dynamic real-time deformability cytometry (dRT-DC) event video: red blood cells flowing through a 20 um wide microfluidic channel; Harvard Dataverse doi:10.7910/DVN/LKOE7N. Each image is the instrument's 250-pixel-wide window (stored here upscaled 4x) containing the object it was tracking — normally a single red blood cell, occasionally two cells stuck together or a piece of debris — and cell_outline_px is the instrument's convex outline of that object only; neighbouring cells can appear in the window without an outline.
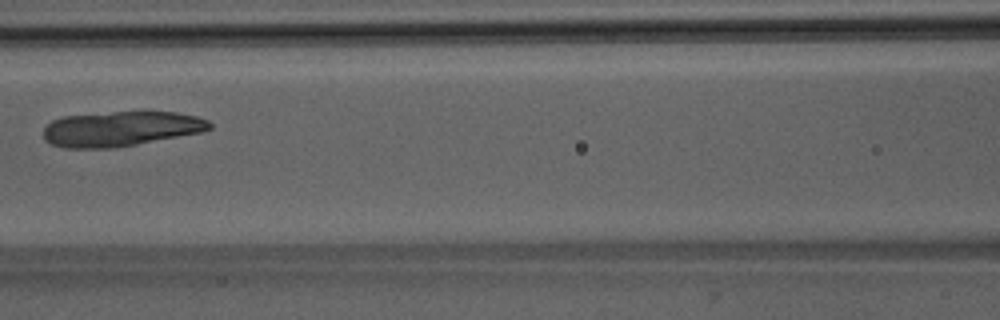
{"species": "Egyptian fruit bat (a non-hibernating species)", "species_latin": "Rousettus aegyptiacus", "temperature_condition": "room temperature", "stored_images_in_passage": 5, "camera_frame_rate_fps": 3000, "um_per_image_px": 0.085, "animal": {"sex": "male"}, "frame": {"image": 1, "passage_image": 5, "time_ms": 5.333, "image_size_px": [1000, 320], "cell_outline_px": [[212, 128], [204, 132], [136, 144], [112, 148], [64, 148], [52, 144], [44, 140], [44, 128], [52, 120], [64, 116], [112, 112], [176, 112], [196, 116], [208, 120], [212, 124]], "centroid_in_image_um": [10.28, 10.95], "position_along_channel_um": 156.3, "area_um2": 33.87}}